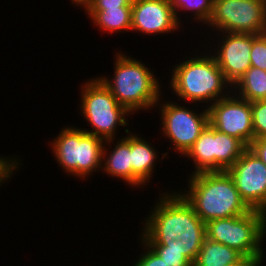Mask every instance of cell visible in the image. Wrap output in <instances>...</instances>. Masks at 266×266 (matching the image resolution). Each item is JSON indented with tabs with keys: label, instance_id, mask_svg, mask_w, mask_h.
<instances>
[{
	"label": "cell",
	"instance_id": "7402d4cb",
	"mask_svg": "<svg viewBox=\"0 0 266 266\" xmlns=\"http://www.w3.org/2000/svg\"><path fill=\"white\" fill-rule=\"evenodd\" d=\"M254 139L266 137V99L251 102Z\"/></svg>",
	"mask_w": 266,
	"mask_h": 266
},
{
	"label": "cell",
	"instance_id": "2e32d148",
	"mask_svg": "<svg viewBox=\"0 0 266 266\" xmlns=\"http://www.w3.org/2000/svg\"><path fill=\"white\" fill-rule=\"evenodd\" d=\"M247 149L241 140L214 129V171H226Z\"/></svg>",
	"mask_w": 266,
	"mask_h": 266
},
{
	"label": "cell",
	"instance_id": "d4e9b609",
	"mask_svg": "<svg viewBox=\"0 0 266 266\" xmlns=\"http://www.w3.org/2000/svg\"><path fill=\"white\" fill-rule=\"evenodd\" d=\"M168 266H193V263L183 254L154 250Z\"/></svg>",
	"mask_w": 266,
	"mask_h": 266
},
{
	"label": "cell",
	"instance_id": "3957f363",
	"mask_svg": "<svg viewBox=\"0 0 266 266\" xmlns=\"http://www.w3.org/2000/svg\"><path fill=\"white\" fill-rule=\"evenodd\" d=\"M113 80L98 77L118 103L129 112L148 110L158 105L161 90L152 71L141 61L117 53Z\"/></svg>",
	"mask_w": 266,
	"mask_h": 266
},
{
	"label": "cell",
	"instance_id": "30bf717a",
	"mask_svg": "<svg viewBox=\"0 0 266 266\" xmlns=\"http://www.w3.org/2000/svg\"><path fill=\"white\" fill-rule=\"evenodd\" d=\"M208 105L209 124L218 132L241 140L247 147L254 140L251 102L228 95Z\"/></svg>",
	"mask_w": 266,
	"mask_h": 266
},
{
	"label": "cell",
	"instance_id": "7c38bea8",
	"mask_svg": "<svg viewBox=\"0 0 266 266\" xmlns=\"http://www.w3.org/2000/svg\"><path fill=\"white\" fill-rule=\"evenodd\" d=\"M168 0H133L131 30L145 34L176 31L179 27Z\"/></svg>",
	"mask_w": 266,
	"mask_h": 266
},
{
	"label": "cell",
	"instance_id": "603a6c76",
	"mask_svg": "<svg viewBox=\"0 0 266 266\" xmlns=\"http://www.w3.org/2000/svg\"><path fill=\"white\" fill-rule=\"evenodd\" d=\"M250 62L252 67L266 71V33L253 35Z\"/></svg>",
	"mask_w": 266,
	"mask_h": 266
},
{
	"label": "cell",
	"instance_id": "44dd1931",
	"mask_svg": "<svg viewBox=\"0 0 266 266\" xmlns=\"http://www.w3.org/2000/svg\"><path fill=\"white\" fill-rule=\"evenodd\" d=\"M173 8L176 19L180 24L178 10L183 9L193 11L195 15V21H201L204 24H208L212 13H213V5L214 0H168ZM178 8V10H177Z\"/></svg>",
	"mask_w": 266,
	"mask_h": 266
},
{
	"label": "cell",
	"instance_id": "f1b7e54d",
	"mask_svg": "<svg viewBox=\"0 0 266 266\" xmlns=\"http://www.w3.org/2000/svg\"><path fill=\"white\" fill-rule=\"evenodd\" d=\"M263 258L243 257L239 262L230 266H259L262 264Z\"/></svg>",
	"mask_w": 266,
	"mask_h": 266
},
{
	"label": "cell",
	"instance_id": "cb8c5ba5",
	"mask_svg": "<svg viewBox=\"0 0 266 266\" xmlns=\"http://www.w3.org/2000/svg\"><path fill=\"white\" fill-rule=\"evenodd\" d=\"M142 245L146 248V253L144 252L134 266H168L143 239ZM144 243V244H143Z\"/></svg>",
	"mask_w": 266,
	"mask_h": 266
},
{
	"label": "cell",
	"instance_id": "ffe728a7",
	"mask_svg": "<svg viewBox=\"0 0 266 266\" xmlns=\"http://www.w3.org/2000/svg\"><path fill=\"white\" fill-rule=\"evenodd\" d=\"M235 95L249 102L266 99V71L250 67L233 85ZM237 89V90H236Z\"/></svg>",
	"mask_w": 266,
	"mask_h": 266
},
{
	"label": "cell",
	"instance_id": "52a82bcc",
	"mask_svg": "<svg viewBox=\"0 0 266 266\" xmlns=\"http://www.w3.org/2000/svg\"><path fill=\"white\" fill-rule=\"evenodd\" d=\"M53 141V154L67 173L84 179L99 167L101 169L106 144L102 138L88 134L81 128L66 127Z\"/></svg>",
	"mask_w": 266,
	"mask_h": 266
},
{
	"label": "cell",
	"instance_id": "5b68a950",
	"mask_svg": "<svg viewBox=\"0 0 266 266\" xmlns=\"http://www.w3.org/2000/svg\"><path fill=\"white\" fill-rule=\"evenodd\" d=\"M205 225L206 238L234 248L244 257H265L262 248L266 235L265 212L251 209L244 215L214 219Z\"/></svg>",
	"mask_w": 266,
	"mask_h": 266
},
{
	"label": "cell",
	"instance_id": "9a60e30c",
	"mask_svg": "<svg viewBox=\"0 0 266 266\" xmlns=\"http://www.w3.org/2000/svg\"><path fill=\"white\" fill-rule=\"evenodd\" d=\"M115 145L114 150L109 154L106 146L103 147L102 169L112 177H117L132 186V166H131V134L122 138ZM108 153V155H106ZM105 157V158H104ZM103 165H105L103 167Z\"/></svg>",
	"mask_w": 266,
	"mask_h": 266
},
{
	"label": "cell",
	"instance_id": "6da1fadb",
	"mask_svg": "<svg viewBox=\"0 0 266 266\" xmlns=\"http://www.w3.org/2000/svg\"><path fill=\"white\" fill-rule=\"evenodd\" d=\"M164 194L146 218L141 237L153 250L183 253L194 263L206 239V225L181 193Z\"/></svg>",
	"mask_w": 266,
	"mask_h": 266
},
{
	"label": "cell",
	"instance_id": "484cf974",
	"mask_svg": "<svg viewBox=\"0 0 266 266\" xmlns=\"http://www.w3.org/2000/svg\"><path fill=\"white\" fill-rule=\"evenodd\" d=\"M133 0H92L86 9H118L132 7Z\"/></svg>",
	"mask_w": 266,
	"mask_h": 266
},
{
	"label": "cell",
	"instance_id": "8992f818",
	"mask_svg": "<svg viewBox=\"0 0 266 266\" xmlns=\"http://www.w3.org/2000/svg\"><path fill=\"white\" fill-rule=\"evenodd\" d=\"M83 87V88H82ZM80 109L93 130L86 133L102 138L106 143L115 138L118 126L126 127L129 111L118 103L109 89L96 77L82 86ZM128 114V115H127Z\"/></svg>",
	"mask_w": 266,
	"mask_h": 266
},
{
	"label": "cell",
	"instance_id": "4dcf8cb0",
	"mask_svg": "<svg viewBox=\"0 0 266 266\" xmlns=\"http://www.w3.org/2000/svg\"><path fill=\"white\" fill-rule=\"evenodd\" d=\"M9 177H12L11 174H0V185L1 183L5 182V180H7Z\"/></svg>",
	"mask_w": 266,
	"mask_h": 266
},
{
	"label": "cell",
	"instance_id": "9c48e42d",
	"mask_svg": "<svg viewBox=\"0 0 266 266\" xmlns=\"http://www.w3.org/2000/svg\"><path fill=\"white\" fill-rule=\"evenodd\" d=\"M161 106L162 131L175 150L185 155L209 124L208 108L200 114L173 102Z\"/></svg>",
	"mask_w": 266,
	"mask_h": 266
},
{
	"label": "cell",
	"instance_id": "f546056e",
	"mask_svg": "<svg viewBox=\"0 0 266 266\" xmlns=\"http://www.w3.org/2000/svg\"><path fill=\"white\" fill-rule=\"evenodd\" d=\"M75 5L82 6L86 9V7L91 3L92 0H71Z\"/></svg>",
	"mask_w": 266,
	"mask_h": 266
},
{
	"label": "cell",
	"instance_id": "277c9868",
	"mask_svg": "<svg viewBox=\"0 0 266 266\" xmlns=\"http://www.w3.org/2000/svg\"><path fill=\"white\" fill-rule=\"evenodd\" d=\"M210 55L196 56L175 65L170 88L180 99L192 103L205 101L208 104L210 101L214 103L229 95L227 91L224 94V89L226 85V90L229 85L232 86L225 79L215 58Z\"/></svg>",
	"mask_w": 266,
	"mask_h": 266
},
{
	"label": "cell",
	"instance_id": "83f0119b",
	"mask_svg": "<svg viewBox=\"0 0 266 266\" xmlns=\"http://www.w3.org/2000/svg\"><path fill=\"white\" fill-rule=\"evenodd\" d=\"M17 162L14 159L13 160L9 159V157L7 158L0 157V174L13 173V170H15L16 168H19L18 167L19 161L17 160Z\"/></svg>",
	"mask_w": 266,
	"mask_h": 266
},
{
	"label": "cell",
	"instance_id": "4fadbf2b",
	"mask_svg": "<svg viewBox=\"0 0 266 266\" xmlns=\"http://www.w3.org/2000/svg\"><path fill=\"white\" fill-rule=\"evenodd\" d=\"M223 36L224 38L222 37V42L213 57L223 71L225 79L233 86L251 67L250 52L253 35L225 32Z\"/></svg>",
	"mask_w": 266,
	"mask_h": 266
},
{
	"label": "cell",
	"instance_id": "ba28073f",
	"mask_svg": "<svg viewBox=\"0 0 266 266\" xmlns=\"http://www.w3.org/2000/svg\"><path fill=\"white\" fill-rule=\"evenodd\" d=\"M208 25L223 33H266V0H214Z\"/></svg>",
	"mask_w": 266,
	"mask_h": 266
},
{
	"label": "cell",
	"instance_id": "e0dca14e",
	"mask_svg": "<svg viewBox=\"0 0 266 266\" xmlns=\"http://www.w3.org/2000/svg\"><path fill=\"white\" fill-rule=\"evenodd\" d=\"M243 257L236 249L206 238L193 266H230Z\"/></svg>",
	"mask_w": 266,
	"mask_h": 266
},
{
	"label": "cell",
	"instance_id": "4316f807",
	"mask_svg": "<svg viewBox=\"0 0 266 266\" xmlns=\"http://www.w3.org/2000/svg\"><path fill=\"white\" fill-rule=\"evenodd\" d=\"M248 148L266 165V137L254 139Z\"/></svg>",
	"mask_w": 266,
	"mask_h": 266
},
{
	"label": "cell",
	"instance_id": "7a4b0ae2",
	"mask_svg": "<svg viewBox=\"0 0 266 266\" xmlns=\"http://www.w3.org/2000/svg\"><path fill=\"white\" fill-rule=\"evenodd\" d=\"M190 176L188 192L181 194L205 224L214 219L244 215L251 210L241 199L227 171L201 172Z\"/></svg>",
	"mask_w": 266,
	"mask_h": 266
},
{
	"label": "cell",
	"instance_id": "5bb4252c",
	"mask_svg": "<svg viewBox=\"0 0 266 266\" xmlns=\"http://www.w3.org/2000/svg\"><path fill=\"white\" fill-rule=\"evenodd\" d=\"M155 150L149 142L131 134V166L132 186L141 187L152 177L154 163L158 158Z\"/></svg>",
	"mask_w": 266,
	"mask_h": 266
},
{
	"label": "cell",
	"instance_id": "d6986e66",
	"mask_svg": "<svg viewBox=\"0 0 266 266\" xmlns=\"http://www.w3.org/2000/svg\"><path fill=\"white\" fill-rule=\"evenodd\" d=\"M93 24L103 30L120 32L131 30L132 7H119L118 9H86Z\"/></svg>",
	"mask_w": 266,
	"mask_h": 266
},
{
	"label": "cell",
	"instance_id": "8fae6325",
	"mask_svg": "<svg viewBox=\"0 0 266 266\" xmlns=\"http://www.w3.org/2000/svg\"><path fill=\"white\" fill-rule=\"evenodd\" d=\"M226 171L246 205L266 213V165L248 148Z\"/></svg>",
	"mask_w": 266,
	"mask_h": 266
},
{
	"label": "cell",
	"instance_id": "ac0fdd59",
	"mask_svg": "<svg viewBox=\"0 0 266 266\" xmlns=\"http://www.w3.org/2000/svg\"><path fill=\"white\" fill-rule=\"evenodd\" d=\"M184 156L194 161L196 170L192 174L214 171V128L210 124Z\"/></svg>",
	"mask_w": 266,
	"mask_h": 266
}]
</instances>
